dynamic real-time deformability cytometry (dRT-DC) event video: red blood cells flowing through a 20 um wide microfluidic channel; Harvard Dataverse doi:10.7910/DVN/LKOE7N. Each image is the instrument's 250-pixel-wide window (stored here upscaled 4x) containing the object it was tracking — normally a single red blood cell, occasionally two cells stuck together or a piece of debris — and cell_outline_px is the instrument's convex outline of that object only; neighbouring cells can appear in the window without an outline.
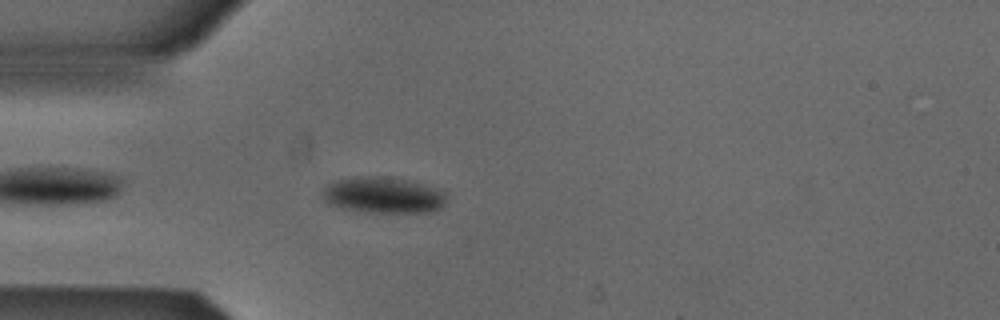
{"species": "Egyptian fruit bat (a non-hibernating species)", "species_latin": "Rousettus aegyptiacus", "temperature_condition": "cold", "stored_images_in_passage": 36, "camera_frame_rate_fps": 3000, "um_per_image_px": 0.085, "animal": {"sex": "male"}, "frame": {"image": 1, "passage_image": 3, "time_ms": 0.667, "image_size_px": [1000, 320], "cell_outline_px": [[444, 204], [440, 208], [432, 212], [364, 212], [340, 208], [328, 204], [324, 200], [320, 192], [328, 184], [336, 180], [352, 176], [380, 176], [408, 180], [444, 192]], "centroid_in_image_um": [32.47, 16.59], "position_along_channel_um": 52.5, "area_um2": 26.07}}
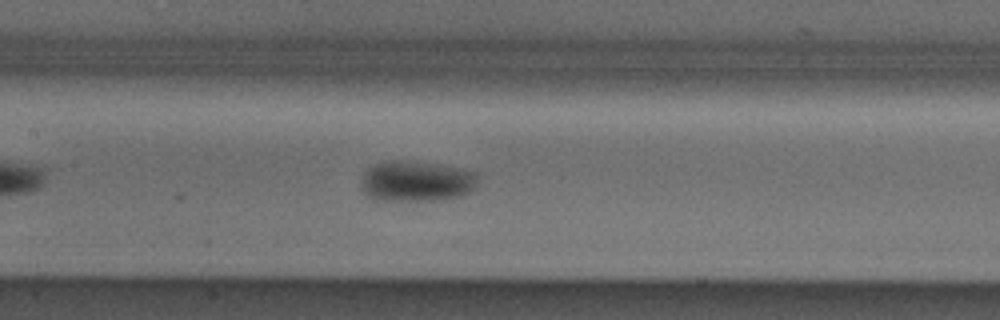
{"frame": {"image": 2, "passage_image": 13, "time_ms": 4.0, "image_size_px": [1000, 320], "cell_outline_px": [[476, 180], [472, 188], [468, 192], [460, 196], [436, 200], [372, 200], [364, 192], [360, 184], [360, 180], [364, 172], [368, 168], [376, 164], [388, 160], [420, 160], [460, 168], [476, 172]], "centroid_in_image_um": [35.33, 15.38], "position_along_channel_um": 172.1, "area_um2": 27.92}}
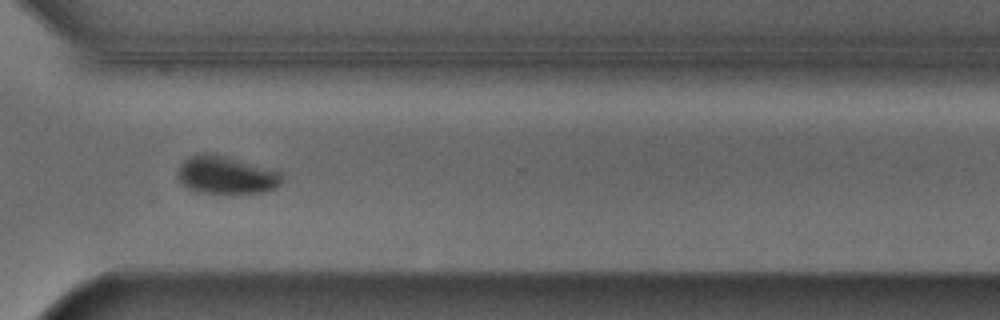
{"frame": {"image": 3, "passage_image": 27, "time_ms": 8.667, "image_size_px": [1000, 320], "cell_outline_px": [[280, 184], [276, 188], [264, 192], [196, 192], [188, 188], [176, 176], [180, 164], [188, 156], [200, 152], [216, 152], [280, 172]], "centroid_in_image_um": [19.16, 14.83], "position_along_channel_um": 351.4, "area_um2": 22.95}, "authors_computed_cell_mechanics": {"area_um2": 25.8655, "velocity_mm_per_s": 3.8492, "shape_relaxation_time_tau1_ms": 2.7105, "shape_relaxation_time_tau2_ms": null, "deformation_change_tau1": 0.0723, "deformation_change_tau2": null}}